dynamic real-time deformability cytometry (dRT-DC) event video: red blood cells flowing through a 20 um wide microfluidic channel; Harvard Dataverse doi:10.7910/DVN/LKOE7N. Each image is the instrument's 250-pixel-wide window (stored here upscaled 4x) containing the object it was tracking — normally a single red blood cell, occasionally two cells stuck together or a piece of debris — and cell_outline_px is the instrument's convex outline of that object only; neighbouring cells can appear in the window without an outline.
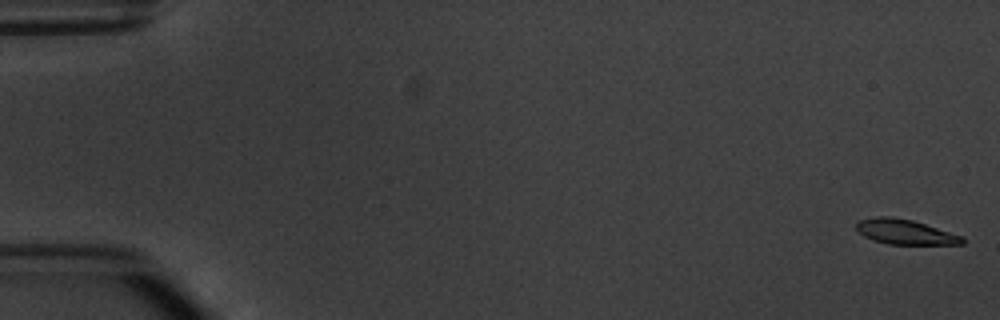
{"species": "common noctule bat (a hibernating species)", "species_latin": "Nyctalus noctula", "temperature_condition": "warm", "stored_images_in_passage": 4, "camera_frame_rate_fps": 3000, "um_per_image_px": 0.085, "animal": {"sex": "male", "body_mass_g": 20.1, "forearm_length_mm": 53.5}, "frame": {"image": 1, "passage_image": 1, "time_ms": 0.0, "image_size_px": [1000, 320], "cell_outline_px": [[964, 244], [888, 244], [872, 240], [864, 236], [856, 228], [856, 224], [860, 220], [876, 216], [892, 216], [912, 220], [964, 236]], "centroid_in_image_um": [76.94, 19.71], "position_along_channel_um": 8.1, "area_um2": 15.37}}